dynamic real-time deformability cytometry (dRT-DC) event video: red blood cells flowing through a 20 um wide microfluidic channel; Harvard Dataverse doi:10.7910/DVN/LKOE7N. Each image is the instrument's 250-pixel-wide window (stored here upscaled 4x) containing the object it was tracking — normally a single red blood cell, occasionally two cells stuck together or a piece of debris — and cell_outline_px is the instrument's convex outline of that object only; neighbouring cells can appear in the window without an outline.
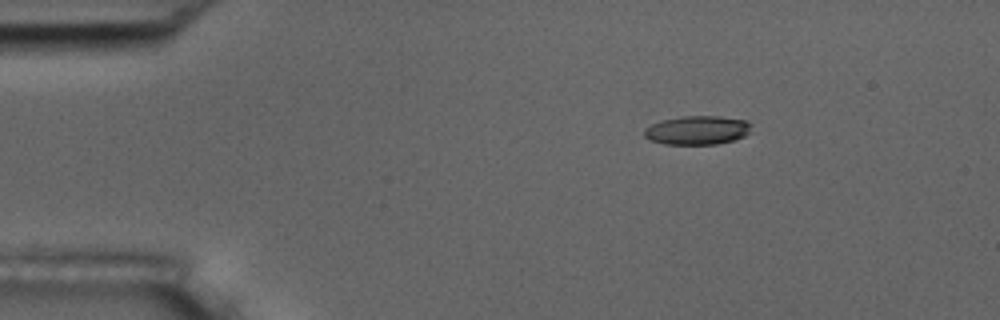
{"species": "common noctule bat (a hibernating species)", "species_latin": "Nyctalus noctula", "temperature_condition": "room temperature", "stored_images_in_passage": 3, "camera_frame_rate_fps": 3000, "um_per_image_px": 0.085, "animal": {"sex": "male", "body_mass_g": 17.5, "forearm_length_mm": 52.3}, "frame": {"image": 1, "passage_image": 1, "time_ms": 0.0, "image_size_px": [1000, 320], "cell_outline_px": [[752, 132], [744, 136], [732, 140], [716, 144], [664, 144], [652, 140], [644, 136], [644, 128], [660, 120], [680, 116], [720, 116], [748, 120], [752, 124]], "centroid_in_image_um": [59.31, 11.05], "position_along_channel_um": 25.7, "area_um2": 18.21}}